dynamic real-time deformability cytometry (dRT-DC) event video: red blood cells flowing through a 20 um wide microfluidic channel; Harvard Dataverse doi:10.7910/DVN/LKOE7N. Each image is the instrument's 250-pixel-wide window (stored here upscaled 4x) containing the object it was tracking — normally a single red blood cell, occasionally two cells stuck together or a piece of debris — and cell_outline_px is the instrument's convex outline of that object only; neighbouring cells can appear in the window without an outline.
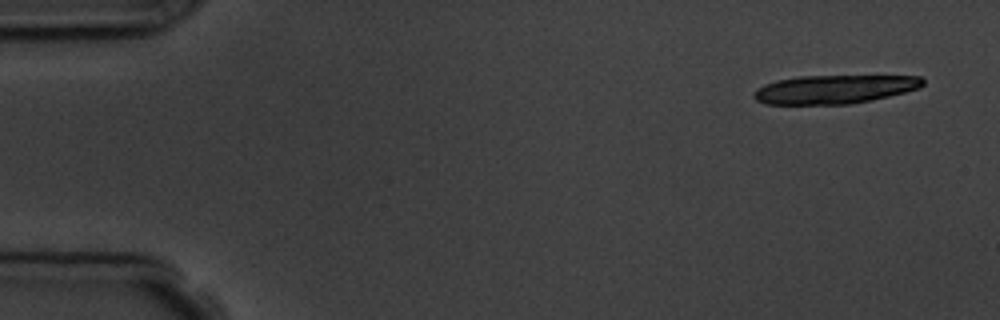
{"species": "common noctule bat (a hibernating species)", "species_latin": "Nyctalus noctula", "temperature_condition": "room temperature", "stored_images_in_passage": 5, "camera_frame_rate_fps": 3000, "um_per_image_px": 0.085, "animal": {"sex": "male", "body_mass_g": 19.5, "forearm_length_mm": 54.6}, "frame": {"image": 1, "passage_image": 1, "time_ms": 0.0, "image_size_px": [1000, 320], "cell_outline_px": [[924, 84], [920, 88], [872, 100], [852, 104], [764, 104], [756, 100], [752, 96], [752, 92], [756, 88], [764, 84], [776, 80], [800, 76], [920, 76], [924, 80]], "centroid_in_image_um": [70.88, 7.59], "position_along_channel_um": 14.1, "area_um2": 28.32}}